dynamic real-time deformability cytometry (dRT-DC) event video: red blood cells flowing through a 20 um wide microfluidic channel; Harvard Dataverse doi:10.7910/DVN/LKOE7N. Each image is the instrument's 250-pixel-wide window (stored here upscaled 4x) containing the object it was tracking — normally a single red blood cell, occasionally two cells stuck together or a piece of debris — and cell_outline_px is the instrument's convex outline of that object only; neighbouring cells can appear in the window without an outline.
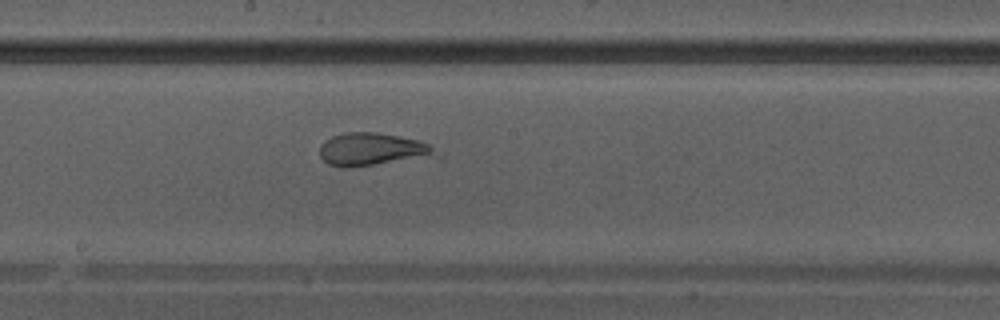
{"species": "Egyptian fruit bat (a non-hibernating species)", "species_latin": "Rousettus aegyptiacus", "temperature_condition": "warm", "stored_images_in_passage": 25, "camera_frame_rate_fps": 3000, "um_per_image_px": 0.085, "animal": {"sex": "male"}, "frame": {"image": 1, "passage_image": 11, "time_ms": 3.333, "image_size_px": [1000, 320], "cell_outline_px": [[436, 152], [352, 168], [344, 168], [328, 164], [320, 156], [320, 144], [324, 140], [332, 136], [344, 132], [376, 132], [416, 140], [428, 144]], "centroid_in_image_um": [31.37, 12.66], "position_along_channel_um": 216.8, "area_um2": 20.87}}